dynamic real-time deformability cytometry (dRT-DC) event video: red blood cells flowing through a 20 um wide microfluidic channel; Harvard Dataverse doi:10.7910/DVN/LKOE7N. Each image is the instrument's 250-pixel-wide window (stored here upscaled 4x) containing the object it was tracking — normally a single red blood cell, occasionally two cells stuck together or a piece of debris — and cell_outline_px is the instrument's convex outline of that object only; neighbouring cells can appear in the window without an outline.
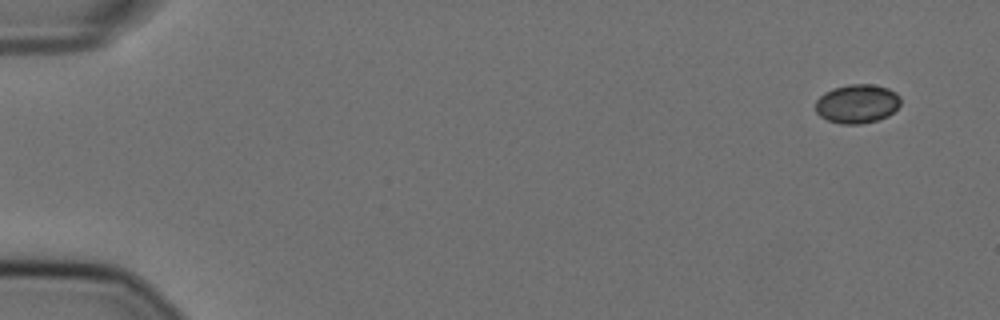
{"species": "Egyptian fruit bat (a non-hibernating species)", "species_latin": "Rousettus aegyptiacus", "temperature_condition": "cold", "stored_images_in_passage": 55, "camera_frame_rate_fps": 3000, "um_per_image_px": 0.085, "animal": {"sex": "female"}, "frame": {"image": 1, "passage_image": 1, "time_ms": 0.0, "image_size_px": [1000, 320], "cell_outline_px": [[900, 104], [888, 116], [876, 120], [860, 124], [840, 124], [828, 120], [820, 116], [816, 112], [816, 100], [824, 92], [832, 88], [848, 84], [872, 84], [888, 88], [896, 92], [900, 96]], "centroid_in_image_um": [72.84, 8.81], "position_along_channel_um": 12.2, "area_um2": 19.36}}
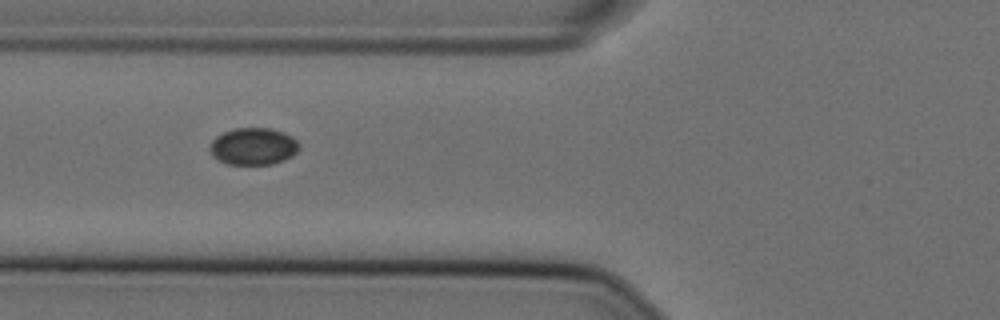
{"frame": {"image": 2, "passage_image": 20, "time_ms": 6.333, "image_size_px": [1000, 320], "cell_outline_px": [[300, 148], [292, 156], [284, 160], [272, 164], [228, 164], [212, 156], [208, 148], [212, 140], [216, 136], [224, 132], [236, 128], [272, 128], [284, 132], [292, 136], [300, 144]], "centroid_in_image_um": [21.54, 12.43], "position_along_channel_um": 104.3, "area_um2": 19.42}}
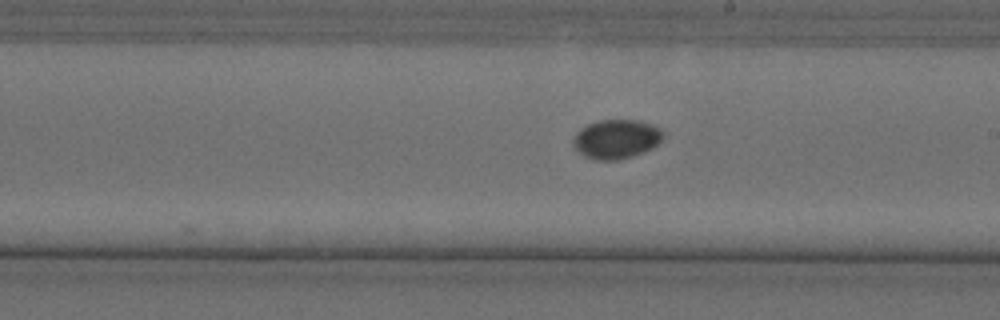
{"frame": {"image": 3, "passage_image": 31, "time_ms": 10.0, "image_size_px": [1000, 320], "cell_outline_px": [[664, 136], [652, 148], [644, 152], [632, 156], [616, 160], [596, 160], [584, 156], [572, 144], [572, 140], [576, 132], [580, 128], [588, 124], [600, 120], [640, 120], [652, 124], [660, 128], [664, 132]], "centroid_in_image_um": [52.38, 11.81], "position_along_channel_um": 236.6, "area_um2": 20.58}}